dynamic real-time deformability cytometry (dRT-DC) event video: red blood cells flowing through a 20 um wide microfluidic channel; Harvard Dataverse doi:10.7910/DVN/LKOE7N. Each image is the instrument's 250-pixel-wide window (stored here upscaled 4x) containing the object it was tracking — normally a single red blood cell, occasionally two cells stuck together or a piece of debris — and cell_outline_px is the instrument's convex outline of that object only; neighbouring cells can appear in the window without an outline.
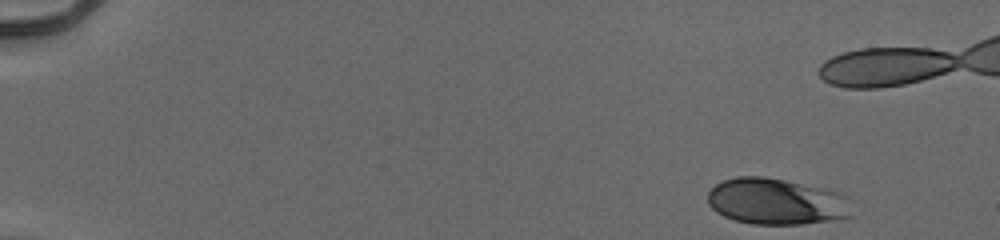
{"species": "human", "species_latin": "Homo sapiens", "temperature_condition": "cold", "stored_images_in_passage": 41, "camera_frame_rate_fps": 3000, "um_per_image_px": 0.085, "donor": {"sex": "male"}, "frame": {"image": 1, "passage_image": 1, "time_ms": 0.0, "image_size_px": [1000, 240], "cell_outline_px": [[852, 216], [832, 220], [800, 224], [752, 224], [732, 220], [716, 212], [708, 204], [708, 192], [716, 184], [724, 180], [736, 176], [764, 176], [844, 192], [852, 200]], "centroid_in_image_um": [66.04, 17.12], "position_along_channel_um": 19.0, "area_um2": 39.48}}
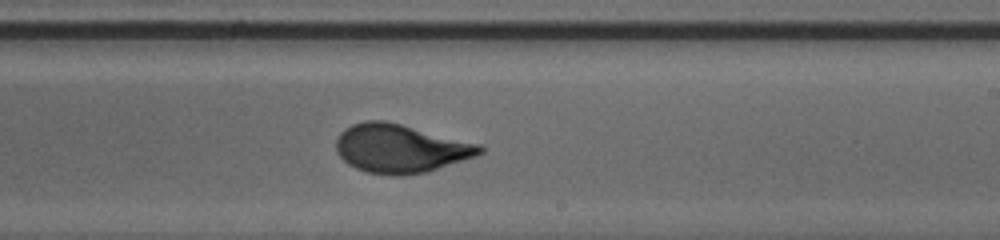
{"frame": {"image": 2, "passage_image": 30, "time_ms": 9.667, "image_size_px": [1000, 240], "cell_outline_px": [[484, 152], [476, 156], [428, 172], [400, 176], [392, 176], [368, 172], [356, 168], [348, 164], [336, 152], [336, 136], [344, 128], [352, 124], [364, 120], [384, 120], [484, 144]], "centroid_in_image_um": [34.06, 12.62], "position_along_channel_um": 254.9, "area_um2": 41.15}}
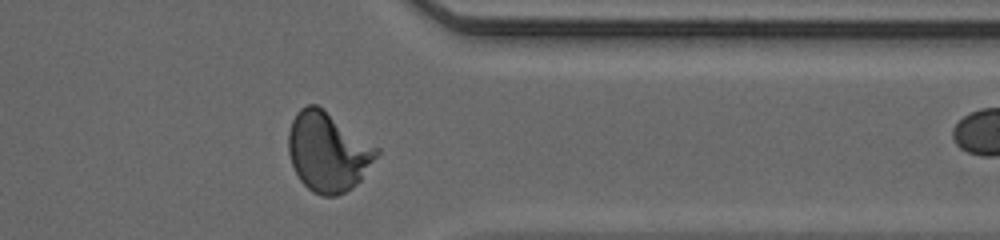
{"frame": {"image": 3, "passage_image": 40, "time_ms": 13.0, "image_size_px": [1000, 240], "cell_outline_px": [[380, 152], [360, 180], [352, 188], [336, 196], [324, 196], [312, 192], [300, 180], [292, 164], [288, 152], [288, 132], [292, 120], [296, 112], [300, 108], [308, 104], [316, 104], [380, 148]], "centroid_in_image_um": [27.86, 12.9], "position_along_channel_um": 383.5, "area_um2": 40.69}}